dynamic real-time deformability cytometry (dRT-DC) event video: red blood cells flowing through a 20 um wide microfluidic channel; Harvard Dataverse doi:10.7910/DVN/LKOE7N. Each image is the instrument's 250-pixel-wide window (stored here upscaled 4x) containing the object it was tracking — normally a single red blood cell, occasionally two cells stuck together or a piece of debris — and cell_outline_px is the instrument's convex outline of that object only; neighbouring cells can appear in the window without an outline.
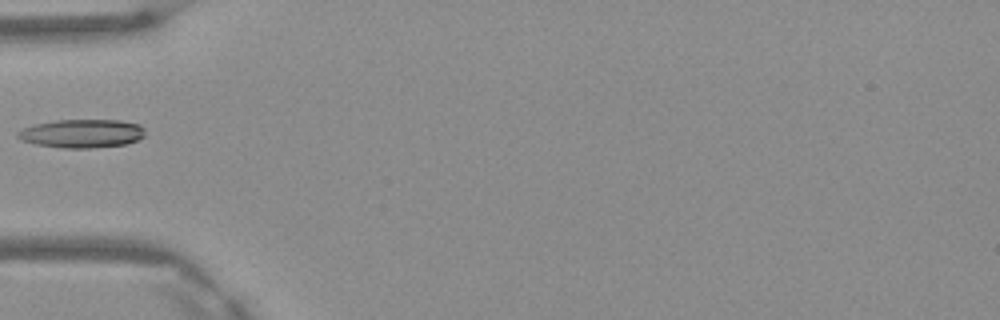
{"species": "Egyptian fruit bat (a non-hibernating species)", "species_latin": "Rousettus aegyptiacus", "temperature_condition": "warm", "stored_images_in_passage": 1, "camera_frame_rate_fps": 3000, "um_per_image_px": 0.085, "frame": {"image": 1, "passage_image": 1, "time_ms": 0.0, "image_size_px": [1000, 320], "cell_outline_px": [[144, 136], [136, 140], [124, 144], [88, 148], [64, 148], [36, 144], [20, 140], [16, 136], [16, 132], [24, 128], [36, 124], [56, 120], [120, 120], [140, 124], [144, 128]], "centroid_in_image_um": [6.95, 11.34], "position_along_channel_um": 78.1, "area_um2": 21.04}}